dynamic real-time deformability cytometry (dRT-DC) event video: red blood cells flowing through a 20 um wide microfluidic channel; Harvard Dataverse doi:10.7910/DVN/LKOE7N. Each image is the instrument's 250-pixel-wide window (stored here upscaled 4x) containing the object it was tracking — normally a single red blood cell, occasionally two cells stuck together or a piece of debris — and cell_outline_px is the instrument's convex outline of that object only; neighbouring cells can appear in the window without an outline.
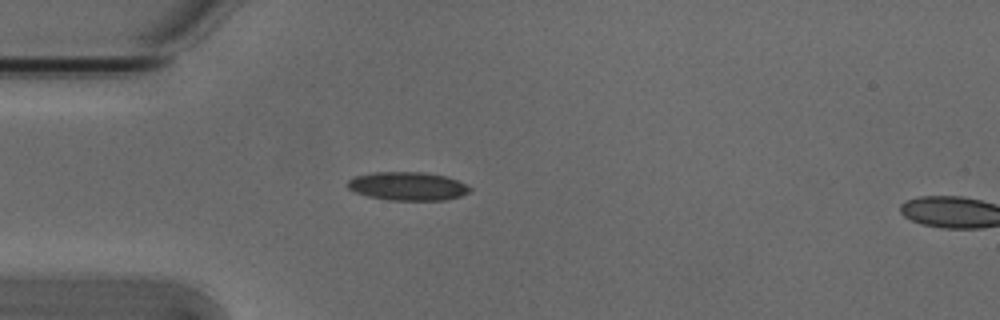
{"species": "Egyptian fruit bat (a non-hibernating species)", "species_latin": "Rousettus aegyptiacus", "temperature_condition": "cold", "stored_images_in_passage": 4, "segment_of_instrument_passage": [1, 2], "camera_frame_rate_fps": 3000, "um_per_image_px": 0.085, "animal": {"sex": "male"}, "frame": {"image": 1, "passage_image": 3, "time_ms": 0.667, "image_size_px": [1000, 320], "cell_outline_px": [[472, 188], [468, 192], [460, 196], [444, 200], [388, 200], [368, 196], [356, 192], [348, 188], [348, 180], [356, 176], [372, 172], [424, 172], [448, 176]], "centroid_in_image_um": [34.65, 15.82], "position_along_channel_um": 50.3, "area_um2": 20.17}}